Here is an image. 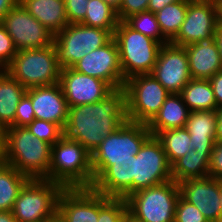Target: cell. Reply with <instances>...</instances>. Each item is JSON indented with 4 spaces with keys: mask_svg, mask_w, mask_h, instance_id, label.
I'll return each instance as SVG.
<instances>
[{
    "mask_svg": "<svg viewBox=\"0 0 222 222\" xmlns=\"http://www.w3.org/2000/svg\"><path fill=\"white\" fill-rule=\"evenodd\" d=\"M112 38L113 35L108 30L81 23L68 24L53 40L58 65L61 69L72 68L86 54L103 47Z\"/></svg>",
    "mask_w": 222,
    "mask_h": 222,
    "instance_id": "obj_8",
    "label": "cell"
},
{
    "mask_svg": "<svg viewBox=\"0 0 222 222\" xmlns=\"http://www.w3.org/2000/svg\"><path fill=\"white\" fill-rule=\"evenodd\" d=\"M179 197L174 180L141 189L126 198L128 213L139 222H174Z\"/></svg>",
    "mask_w": 222,
    "mask_h": 222,
    "instance_id": "obj_7",
    "label": "cell"
},
{
    "mask_svg": "<svg viewBox=\"0 0 222 222\" xmlns=\"http://www.w3.org/2000/svg\"><path fill=\"white\" fill-rule=\"evenodd\" d=\"M124 222H139L137 220H135L132 216H130L129 214L125 217Z\"/></svg>",
    "mask_w": 222,
    "mask_h": 222,
    "instance_id": "obj_49",
    "label": "cell"
},
{
    "mask_svg": "<svg viewBox=\"0 0 222 222\" xmlns=\"http://www.w3.org/2000/svg\"><path fill=\"white\" fill-rule=\"evenodd\" d=\"M51 146L27 127L11 126L4 130L3 162L29 178L44 179L50 167Z\"/></svg>",
    "mask_w": 222,
    "mask_h": 222,
    "instance_id": "obj_2",
    "label": "cell"
},
{
    "mask_svg": "<svg viewBox=\"0 0 222 222\" xmlns=\"http://www.w3.org/2000/svg\"><path fill=\"white\" fill-rule=\"evenodd\" d=\"M19 2L54 36L69 24L64 0H19Z\"/></svg>",
    "mask_w": 222,
    "mask_h": 222,
    "instance_id": "obj_23",
    "label": "cell"
},
{
    "mask_svg": "<svg viewBox=\"0 0 222 222\" xmlns=\"http://www.w3.org/2000/svg\"><path fill=\"white\" fill-rule=\"evenodd\" d=\"M57 216L64 222H97L99 193L92 188H64L58 197Z\"/></svg>",
    "mask_w": 222,
    "mask_h": 222,
    "instance_id": "obj_19",
    "label": "cell"
},
{
    "mask_svg": "<svg viewBox=\"0 0 222 222\" xmlns=\"http://www.w3.org/2000/svg\"><path fill=\"white\" fill-rule=\"evenodd\" d=\"M190 110L179 93H170L159 112L147 124L152 136L161 131L186 127Z\"/></svg>",
    "mask_w": 222,
    "mask_h": 222,
    "instance_id": "obj_24",
    "label": "cell"
},
{
    "mask_svg": "<svg viewBox=\"0 0 222 222\" xmlns=\"http://www.w3.org/2000/svg\"><path fill=\"white\" fill-rule=\"evenodd\" d=\"M69 24L81 23L86 15L88 0H64Z\"/></svg>",
    "mask_w": 222,
    "mask_h": 222,
    "instance_id": "obj_39",
    "label": "cell"
},
{
    "mask_svg": "<svg viewBox=\"0 0 222 222\" xmlns=\"http://www.w3.org/2000/svg\"><path fill=\"white\" fill-rule=\"evenodd\" d=\"M219 1V6H220V20L218 24H222V0Z\"/></svg>",
    "mask_w": 222,
    "mask_h": 222,
    "instance_id": "obj_50",
    "label": "cell"
},
{
    "mask_svg": "<svg viewBox=\"0 0 222 222\" xmlns=\"http://www.w3.org/2000/svg\"><path fill=\"white\" fill-rule=\"evenodd\" d=\"M30 178L16 168L0 163V211H11L15 200Z\"/></svg>",
    "mask_w": 222,
    "mask_h": 222,
    "instance_id": "obj_28",
    "label": "cell"
},
{
    "mask_svg": "<svg viewBox=\"0 0 222 222\" xmlns=\"http://www.w3.org/2000/svg\"><path fill=\"white\" fill-rule=\"evenodd\" d=\"M156 138L161 142L171 166L191 150L190 134L185 127L161 131Z\"/></svg>",
    "mask_w": 222,
    "mask_h": 222,
    "instance_id": "obj_30",
    "label": "cell"
},
{
    "mask_svg": "<svg viewBox=\"0 0 222 222\" xmlns=\"http://www.w3.org/2000/svg\"><path fill=\"white\" fill-rule=\"evenodd\" d=\"M59 83L68 107L100 102L113 89L103 80L63 68Z\"/></svg>",
    "mask_w": 222,
    "mask_h": 222,
    "instance_id": "obj_17",
    "label": "cell"
},
{
    "mask_svg": "<svg viewBox=\"0 0 222 222\" xmlns=\"http://www.w3.org/2000/svg\"><path fill=\"white\" fill-rule=\"evenodd\" d=\"M124 22L130 28L158 41L162 45L169 43L161 33L155 13H152L151 11L146 10L129 16Z\"/></svg>",
    "mask_w": 222,
    "mask_h": 222,
    "instance_id": "obj_32",
    "label": "cell"
},
{
    "mask_svg": "<svg viewBox=\"0 0 222 222\" xmlns=\"http://www.w3.org/2000/svg\"><path fill=\"white\" fill-rule=\"evenodd\" d=\"M209 82L212 86L217 107H222V70L215 73Z\"/></svg>",
    "mask_w": 222,
    "mask_h": 222,
    "instance_id": "obj_41",
    "label": "cell"
},
{
    "mask_svg": "<svg viewBox=\"0 0 222 222\" xmlns=\"http://www.w3.org/2000/svg\"><path fill=\"white\" fill-rule=\"evenodd\" d=\"M63 189L58 183L30 178L15 200L13 216L17 222H49L57 215L58 197Z\"/></svg>",
    "mask_w": 222,
    "mask_h": 222,
    "instance_id": "obj_6",
    "label": "cell"
},
{
    "mask_svg": "<svg viewBox=\"0 0 222 222\" xmlns=\"http://www.w3.org/2000/svg\"><path fill=\"white\" fill-rule=\"evenodd\" d=\"M190 134V148L199 152H212L217 128V111H190L185 127Z\"/></svg>",
    "mask_w": 222,
    "mask_h": 222,
    "instance_id": "obj_22",
    "label": "cell"
},
{
    "mask_svg": "<svg viewBox=\"0 0 222 222\" xmlns=\"http://www.w3.org/2000/svg\"><path fill=\"white\" fill-rule=\"evenodd\" d=\"M17 51L53 44L54 35L18 2L1 20Z\"/></svg>",
    "mask_w": 222,
    "mask_h": 222,
    "instance_id": "obj_13",
    "label": "cell"
},
{
    "mask_svg": "<svg viewBox=\"0 0 222 222\" xmlns=\"http://www.w3.org/2000/svg\"><path fill=\"white\" fill-rule=\"evenodd\" d=\"M217 128L215 133L216 142H222V107L217 110Z\"/></svg>",
    "mask_w": 222,
    "mask_h": 222,
    "instance_id": "obj_44",
    "label": "cell"
},
{
    "mask_svg": "<svg viewBox=\"0 0 222 222\" xmlns=\"http://www.w3.org/2000/svg\"><path fill=\"white\" fill-rule=\"evenodd\" d=\"M0 222H17L12 211H0Z\"/></svg>",
    "mask_w": 222,
    "mask_h": 222,
    "instance_id": "obj_45",
    "label": "cell"
},
{
    "mask_svg": "<svg viewBox=\"0 0 222 222\" xmlns=\"http://www.w3.org/2000/svg\"><path fill=\"white\" fill-rule=\"evenodd\" d=\"M209 176L222 181V142H215L209 163Z\"/></svg>",
    "mask_w": 222,
    "mask_h": 222,
    "instance_id": "obj_40",
    "label": "cell"
},
{
    "mask_svg": "<svg viewBox=\"0 0 222 222\" xmlns=\"http://www.w3.org/2000/svg\"><path fill=\"white\" fill-rule=\"evenodd\" d=\"M188 0L165 6L155 13L162 35L170 42L180 30L185 20Z\"/></svg>",
    "mask_w": 222,
    "mask_h": 222,
    "instance_id": "obj_31",
    "label": "cell"
},
{
    "mask_svg": "<svg viewBox=\"0 0 222 222\" xmlns=\"http://www.w3.org/2000/svg\"><path fill=\"white\" fill-rule=\"evenodd\" d=\"M135 155L131 159L106 160L95 172L92 189L109 198L133 194Z\"/></svg>",
    "mask_w": 222,
    "mask_h": 222,
    "instance_id": "obj_16",
    "label": "cell"
},
{
    "mask_svg": "<svg viewBox=\"0 0 222 222\" xmlns=\"http://www.w3.org/2000/svg\"><path fill=\"white\" fill-rule=\"evenodd\" d=\"M72 68L79 73L105 81L112 89L125 85L126 80L120 68L119 49L114 38L103 47L86 54Z\"/></svg>",
    "mask_w": 222,
    "mask_h": 222,
    "instance_id": "obj_14",
    "label": "cell"
},
{
    "mask_svg": "<svg viewBox=\"0 0 222 222\" xmlns=\"http://www.w3.org/2000/svg\"><path fill=\"white\" fill-rule=\"evenodd\" d=\"M220 207H221V218H222V181H221V197H220Z\"/></svg>",
    "mask_w": 222,
    "mask_h": 222,
    "instance_id": "obj_52",
    "label": "cell"
},
{
    "mask_svg": "<svg viewBox=\"0 0 222 222\" xmlns=\"http://www.w3.org/2000/svg\"><path fill=\"white\" fill-rule=\"evenodd\" d=\"M26 127L38 139L51 145L64 135V129L60 125L45 120L34 119Z\"/></svg>",
    "mask_w": 222,
    "mask_h": 222,
    "instance_id": "obj_34",
    "label": "cell"
},
{
    "mask_svg": "<svg viewBox=\"0 0 222 222\" xmlns=\"http://www.w3.org/2000/svg\"><path fill=\"white\" fill-rule=\"evenodd\" d=\"M26 88L5 69H0V127L5 130L14 126L16 108Z\"/></svg>",
    "mask_w": 222,
    "mask_h": 222,
    "instance_id": "obj_25",
    "label": "cell"
},
{
    "mask_svg": "<svg viewBox=\"0 0 222 222\" xmlns=\"http://www.w3.org/2000/svg\"><path fill=\"white\" fill-rule=\"evenodd\" d=\"M128 214L126 199L109 198L99 193V217L97 222H124Z\"/></svg>",
    "mask_w": 222,
    "mask_h": 222,
    "instance_id": "obj_33",
    "label": "cell"
},
{
    "mask_svg": "<svg viewBox=\"0 0 222 222\" xmlns=\"http://www.w3.org/2000/svg\"><path fill=\"white\" fill-rule=\"evenodd\" d=\"M4 156V130L0 127V163L3 162Z\"/></svg>",
    "mask_w": 222,
    "mask_h": 222,
    "instance_id": "obj_47",
    "label": "cell"
},
{
    "mask_svg": "<svg viewBox=\"0 0 222 222\" xmlns=\"http://www.w3.org/2000/svg\"><path fill=\"white\" fill-rule=\"evenodd\" d=\"M113 38L118 45L120 68L125 80L134 75L152 72L161 43L135 31L124 21L118 22Z\"/></svg>",
    "mask_w": 222,
    "mask_h": 222,
    "instance_id": "obj_4",
    "label": "cell"
},
{
    "mask_svg": "<svg viewBox=\"0 0 222 222\" xmlns=\"http://www.w3.org/2000/svg\"><path fill=\"white\" fill-rule=\"evenodd\" d=\"M211 152H199L191 149L171 166V176L176 183L186 179L209 176Z\"/></svg>",
    "mask_w": 222,
    "mask_h": 222,
    "instance_id": "obj_26",
    "label": "cell"
},
{
    "mask_svg": "<svg viewBox=\"0 0 222 222\" xmlns=\"http://www.w3.org/2000/svg\"><path fill=\"white\" fill-rule=\"evenodd\" d=\"M103 1L107 4H109L116 11L119 9V7L122 3V0H103Z\"/></svg>",
    "mask_w": 222,
    "mask_h": 222,
    "instance_id": "obj_48",
    "label": "cell"
},
{
    "mask_svg": "<svg viewBox=\"0 0 222 222\" xmlns=\"http://www.w3.org/2000/svg\"><path fill=\"white\" fill-rule=\"evenodd\" d=\"M126 91L113 89L100 102L69 107L64 136L91 154L103 139L127 121Z\"/></svg>",
    "mask_w": 222,
    "mask_h": 222,
    "instance_id": "obj_1",
    "label": "cell"
},
{
    "mask_svg": "<svg viewBox=\"0 0 222 222\" xmlns=\"http://www.w3.org/2000/svg\"><path fill=\"white\" fill-rule=\"evenodd\" d=\"M46 180L63 188H91L94 173L91 153L79 142L62 136L51 146V160Z\"/></svg>",
    "mask_w": 222,
    "mask_h": 222,
    "instance_id": "obj_3",
    "label": "cell"
},
{
    "mask_svg": "<svg viewBox=\"0 0 222 222\" xmlns=\"http://www.w3.org/2000/svg\"><path fill=\"white\" fill-rule=\"evenodd\" d=\"M179 94L190 111L218 109L209 80L191 79Z\"/></svg>",
    "mask_w": 222,
    "mask_h": 222,
    "instance_id": "obj_27",
    "label": "cell"
},
{
    "mask_svg": "<svg viewBox=\"0 0 222 222\" xmlns=\"http://www.w3.org/2000/svg\"><path fill=\"white\" fill-rule=\"evenodd\" d=\"M219 20L218 0H188L185 20L170 43L186 46L200 39L216 36Z\"/></svg>",
    "mask_w": 222,
    "mask_h": 222,
    "instance_id": "obj_11",
    "label": "cell"
},
{
    "mask_svg": "<svg viewBox=\"0 0 222 222\" xmlns=\"http://www.w3.org/2000/svg\"><path fill=\"white\" fill-rule=\"evenodd\" d=\"M5 70L26 89L59 83L61 67L58 65L54 44L17 51Z\"/></svg>",
    "mask_w": 222,
    "mask_h": 222,
    "instance_id": "obj_5",
    "label": "cell"
},
{
    "mask_svg": "<svg viewBox=\"0 0 222 222\" xmlns=\"http://www.w3.org/2000/svg\"><path fill=\"white\" fill-rule=\"evenodd\" d=\"M170 93H180L191 80L185 46L163 44L150 73Z\"/></svg>",
    "mask_w": 222,
    "mask_h": 222,
    "instance_id": "obj_15",
    "label": "cell"
},
{
    "mask_svg": "<svg viewBox=\"0 0 222 222\" xmlns=\"http://www.w3.org/2000/svg\"><path fill=\"white\" fill-rule=\"evenodd\" d=\"M174 222H208V220L195 205L180 196L176 204Z\"/></svg>",
    "mask_w": 222,
    "mask_h": 222,
    "instance_id": "obj_35",
    "label": "cell"
},
{
    "mask_svg": "<svg viewBox=\"0 0 222 222\" xmlns=\"http://www.w3.org/2000/svg\"><path fill=\"white\" fill-rule=\"evenodd\" d=\"M25 94L31 99L35 119L65 128L69 107L60 83L29 88Z\"/></svg>",
    "mask_w": 222,
    "mask_h": 222,
    "instance_id": "obj_20",
    "label": "cell"
},
{
    "mask_svg": "<svg viewBox=\"0 0 222 222\" xmlns=\"http://www.w3.org/2000/svg\"><path fill=\"white\" fill-rule=\"evenodd\" d=\"M151 136L147 124L127 120L117 131L106 136L91 154L93 173L106 160L131 159Z\"/></svg>",
    "mask_w": 222,
    "mask_h": 222,
    "instance_id": "obj_10",
    "label": "cell"
},
{
    "mask_svg": "<svg viewBox=\"0 0 222 222\" xmlns=\"http://www.w3.org/2000/svg\"><path fill=\"white\" fill-rule=\"evenodd\" d=\"M216 42L218 44L221 60H222V24H218L216 30Z\"/></svg>",
    "mask_w": 222,
    "mask_h": 222,
    "instance_id": "obj_46",
    "label": "cell"
},
{
    "mask_svg": "<svg viewBox=\"0 0 222 222\" xmlns=\"http://www.w3.org/2000/svg\"><path fill=\"white\" fill-rule=\"evenodd\" d=\"M172 179L171 165L156 136H151L135 155L133 193Z\"/></svg>",
    "mask_w": 222,
    "mask_h": 222,
    "instance_id": "obj_12",
    "label": "cell"
},
{
    "mask_svg": "<svg viewBox=\"0 0 222 222\" xmlns=\"http://www.w3.org/2000/svg\"><path fill=\"white\" fill-rule=\"evenodd\" d=\"M35 119L31 99L24 94L16 108L14 126L26 127Z\"/></svg>",
    "mask_w": 222,
    "mask_h": 222,
    "instance_id": "obj_37",
    "label": "cell"
},
{
    "mask_svg": "<svg viewBox=\"0 0 222 222\" xmlns=\"http://www.w3.org/2000/svg\"><path fill=\"white\" fill-rule=\"evenodd\" d=\"M184 0H149L148 11L156 13L163 9L165 6Z\"/></svg>",
    "mask_w": 222,
    "mask_h": 222,
    "instance_id": "obj_42",
    "label": "cell"
},
{
    "mask_svg": "<svg viewBox=\"0 0 222 222\" xmlns=\"http://www.w3.org/2000/svg\"><path fill=\"white\" fill-rule=\"evenodd\" d=\"M149 0H122L117 12L119 21H124L129 16L146 11Z\"/></svg>",
    "mask_w": 222,
    "mask_h": 222,
    "instance_id": "obj_38",
    "label": "cell"
},
{
    "mask_svg": "<svg viewBox=\"0 0 222 222\" xmlns=\"http://www.w3.org/2000/svg\"><path fill=\"white\" fill-rule=\"evenodd\" d=\"M191 79L209 80L222 70V60L216 36L200 39L185 46Z\"/></svg>",
    "mask_w": 222,
    "mask_h": 222,
    "instance_id": "obj_21",
    "label": "cell"
},
{
    "mask_svg": "<svg viewBox=\"0 0 222 222\" xmlns=\"http://www.w3.org/2000/svg\"><path fill=\"white\" fill-rule=\"evenodd\" d=\"M127 119L148 124L169 96L163 85L151 74H138L125 81Z\"/></svg>",
    "mask_w": 222,
    "mask_h": 222,
    "instance_id": "obj_9",
    "label": "cell"
},
{
    "mask_svg": "<svg viewBox=\"0 0 222 222\" xmlns=\"http://www.w3.org/2000/svg\"><path fill=\"white\" fill-rule=\"evenodd\" d=\"M180 196L205 216L208 222H219L221 219V180L211 176L186 179L180 183Z\"/></svg>",
    "mask_w": 222,
    "mask_h": 222,
    "instance_id": "obj_18",
    "label": "cell"
},
{
    "mask_svg": "<svg viewBox=\"0 0 222 222\" xmlns=\"http://www.w3.org/2000/svg\"><path fill=\"white\" fill-rule=\"evenodd\" d=\"M49 222H64L63 220H61L57 215L52 218Z\"/></svg>",
    "mask_w": 222,
    "mask_h": 222,
    "instance_id": "obj_51",
    "label": "cell"
},
{
    "mask_svg": "<svg viewBox=\"0 0 222 222\" xmlns=\"http://www.w3.org/2000/svg\"><path fill=\"white\" fill-rule=\"evenodd\" d=\"M86 6V15L81 24L108 30L114 35L119 22L116 10L103 0H88Z\"/></svg>",
    "mask_w": 222,
    "mask_h": 222,
    "instance_id": "obj_29",
    "label": "cell"
},
{
    "mask_svg": "<svg viewBox=\"0 0 222 222\" xmlns=\"http://www.w3.org/2000/svg\"><path fill=\"white\" fill-rule=\"evenodd\" d=\"M16 53L12 38L0 23V69H5L13 61Z\"/></svg>",
    "mask_w": 222,
    "mask_h": 222,
    "instance_id": "obj_36",
    "label": "cell"
},
{
    "mask_svg": "<svg viewBox=\"0 0 222 222\" xmlns=\"http://www.w3.org/2000/svg\"><path fill=\"white\" fill-rule=\"evenodd\" d=\"M19 2V0H0V20Z\"/></svg>",
    "mask_w": 222,
    "mask_h": 222,
    "instance_id": "obj_43",
    "label": "cell"
}]
</instances>
